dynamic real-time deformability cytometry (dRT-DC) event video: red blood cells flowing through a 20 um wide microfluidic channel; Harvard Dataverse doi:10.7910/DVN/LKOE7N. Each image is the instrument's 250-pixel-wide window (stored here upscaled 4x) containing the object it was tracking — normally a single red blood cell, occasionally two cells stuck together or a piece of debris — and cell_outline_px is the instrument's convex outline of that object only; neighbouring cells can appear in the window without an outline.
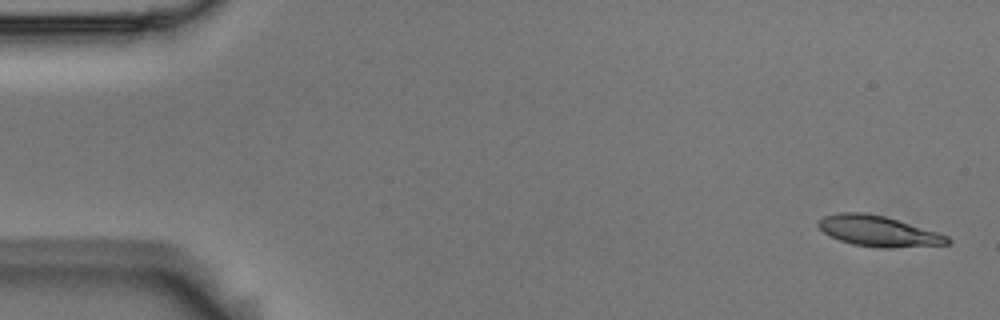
{"species": "Egyptian fruit bat (a non-hibernating species)", "species_latin": "Rousettus aegyptiacus", "temperature_condition": "room temperature", "stored_images_in_passage": 4, "camera_frame_rate_fps": 3000, "um_per_image_px": 0.085, "animal": {"sex": "male"}, "frame": {"image": 1, "passage_image": 1, "time_ms": 0.0, "image_size_px": [1000, 320], "cell_outline_px": [[952, 240], [948, 244], [892, 248], [880, 248], [852, 244], [840, 240], [824, 232], [816, 224], [816, 220], [824, 216], [840, 212], [864, 212], [884, 216], [936, 232], [948, 236]], "centroid_in_image_um": [74.63, 19.64], "position_along_channel_um": 10.4, "area_um2": 22.89}}